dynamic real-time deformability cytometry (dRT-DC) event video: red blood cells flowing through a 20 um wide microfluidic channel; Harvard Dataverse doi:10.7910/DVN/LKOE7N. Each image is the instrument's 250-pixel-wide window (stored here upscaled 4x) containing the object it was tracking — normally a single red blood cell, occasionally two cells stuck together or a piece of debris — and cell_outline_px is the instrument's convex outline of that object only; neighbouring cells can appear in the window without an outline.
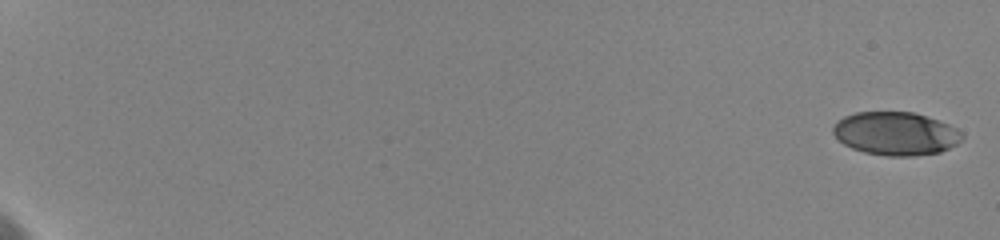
{"species": "human", "species_latin": "Homo sapiens", "temperature_condition": "cold", "stored_images_in_passage": 10, "camera_frame_rate_fps": 3000, "um_per_image_px": 0.085, "donor": {"sex": "female"}, "frame": {"image": 1, "passage_image": 1, "time_ms": 0.0, "image_size_px": [1000, 240], "cell_outline_px": [[964, 136], [956, 144], [940, 152], [916, 156], [888, 156], [864, 152], [852, 148], [844, 144], [832, 132], [832, 128], [844, 116], [856, 112], [912, 112], [948, 124], [956, 128]], "centroid_in_image_um": [76.13, 11.36], "position_along_channel_um": 8.9, "area_um2": 32.19}}